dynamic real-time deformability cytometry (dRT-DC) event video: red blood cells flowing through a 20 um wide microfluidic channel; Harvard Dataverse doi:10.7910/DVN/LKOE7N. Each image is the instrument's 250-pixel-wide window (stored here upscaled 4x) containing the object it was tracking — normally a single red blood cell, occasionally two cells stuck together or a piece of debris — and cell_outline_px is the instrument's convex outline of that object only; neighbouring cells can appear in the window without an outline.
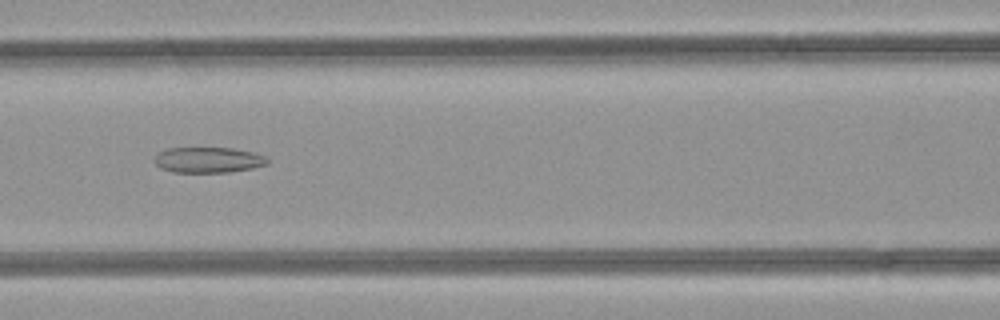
{"species": "common noctule bat (a hibernating species)", "species_latin": "Nyctalus noctula", "temperature_condition": "room temperature", "stored_images_in_passage": 49, "camera_frame_rate_fps": 3000, "um_per_image_px": 0.085, "animal": {"sex": "female", "body_mass_g": 21.9}, "frame": {"image": 1, "passage_image": 21, "time_ms": 6.667, "image_size_px": [1000, 320], "cell_outline_px": [[268, 164], [252, 168], [228, 172], [172, 172], [160, 168], [156, 164], [156, 156], [160, 152], [168, 148], [232, 148], [252, 152], [264, 156], [268, 160]], "centroid_in_image_um": [17.7, 13.6], "position_along_channel_um": 148.9, "area_um2": 16.65}}
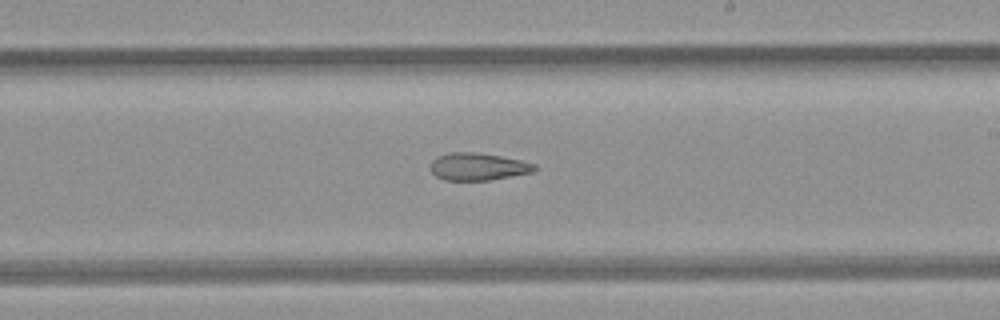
{"frame": {"image": 2, "passage_image": 28, "time_ms": 9.0, "image_size_px": [1000, 320], "cell_outline_px": [[540, 168], [532, 172], [488, 180], [444, 180], [436, 176], [432, 172], [432, 160], [436, 156], [448, 152], [476, 152], [500, 156], [520, 160], [536, 164]], "centroid_in_image_um": [40.64, 14.15], "position_along_channel_um": 248.4, "area_um2": 16.59}}
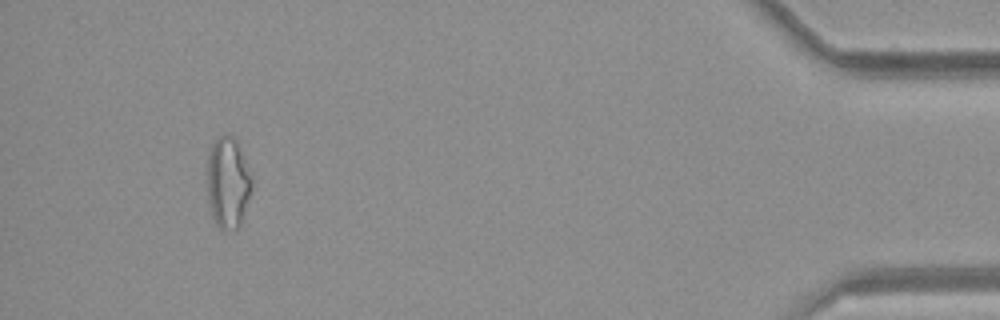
{"frame": {"image": 3, "passage_image": 45, "time_ms": 14.667, "image_size_px": [1000, 320], "cell_outline_px": [[252, 188], [240, 224], [236, 228], [220, 228], [216, 224], [212, 216], [208, 196], [208, 152], [212, 144], [220, 136], [232, 136], [236, 140], [252, 172]], "centroid_in_image_um": [19.39, 15.49], "position_along_channel_um": 415.8, "area_um2": 23.41}}